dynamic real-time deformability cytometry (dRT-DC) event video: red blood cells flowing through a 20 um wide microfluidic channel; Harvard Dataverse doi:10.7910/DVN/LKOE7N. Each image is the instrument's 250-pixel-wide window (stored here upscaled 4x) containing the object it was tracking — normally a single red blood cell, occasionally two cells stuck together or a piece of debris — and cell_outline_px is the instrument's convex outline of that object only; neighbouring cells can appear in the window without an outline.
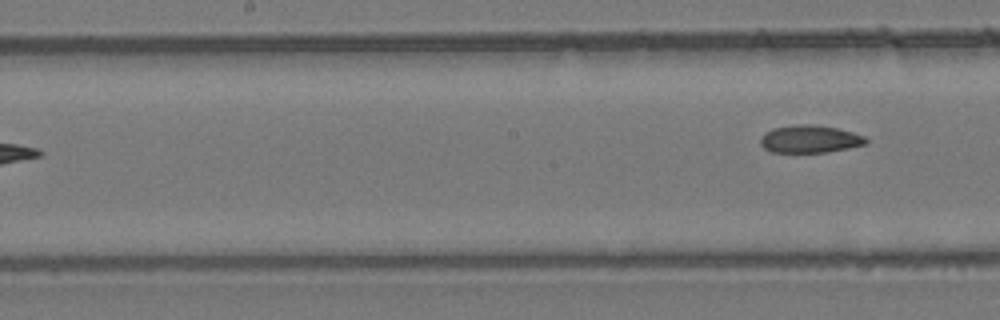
{"species": "common noctule bat (a hibernating species)", "species_latin": "Nyctalus noctula", "temperature_condition": "room temperature", "stored_images_in_passage": 10, "segment_of_instrument_passage": [2, 2], "camera_frame_rate_fps": 3000, "um_per_image_px": 0.085, "animal": {"sex": "female", "body_mass_g": 24.6, "forearm_length_mm": 56.2}, "frame": {"image": 1, "passage_image": 10, "time_ms": 10.333, "image_size_px": [1000, 320], "cell_outline_px": [[868, 144], [848, 148], [824, 152], [772, 152], [764, 148], [760, 144], [760, 140], [764, 132], [772, 128], [796, 124], [812, 124], [836, 128], [852, 132], [864, 136], [868, 140]], "centroid_in_image_um": [68.82, 11.81], "position_along_channel_um": 179.4, "area_um2": 16.99}}